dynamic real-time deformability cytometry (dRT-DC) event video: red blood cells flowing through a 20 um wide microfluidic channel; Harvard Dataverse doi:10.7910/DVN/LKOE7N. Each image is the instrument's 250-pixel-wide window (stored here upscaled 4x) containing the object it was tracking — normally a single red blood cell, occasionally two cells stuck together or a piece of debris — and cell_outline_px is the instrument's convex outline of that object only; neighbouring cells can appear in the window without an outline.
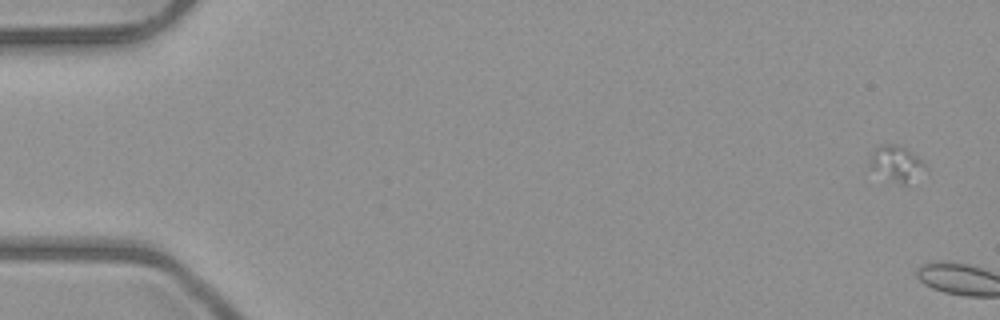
{"species": "common noctule bat (a hibernating species)", "species_latin": "Nyctalus noctula", "temperature_condition": "room temperature", "stored_images_in_passage": 7, "camera_frame_rate_fps": 3000, "um_per_image_px": 0.085, "animal": {"sex": "male", "body_mass_g": 23.1, "forearm_length_mm": 52.7}, "frame": {"image": 1, "passage_image": 1, "time_ms": 0.0, "image_size_px": [1000, 320], "cell_outline_px": [[928, 168], [908, 184], [900, 184], [872, 168], [868, 164], [872, 152], [880, 144], [892, 144], [908, 148]], "centroid_in_image_um": [76.22, 13.87], "position_along_channel_um": 8.8, "area_um2": 11.16}}
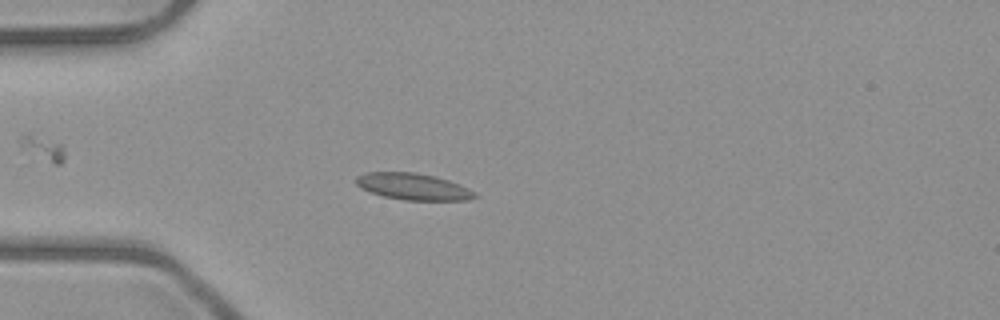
{"frame": {"image": 2, "passage_image": 5, "time_ms": 5.667, "image_size_px": [1000, 320], "cell_outline_px": [[480, 196], [468, 200], [404, 200], [384, 196], [368, 192], [360, 188], [356, 184], [356, 176], [368, 172], [416, 172], [448, 180], [460, 184], [476, 192]], "centroid_in_image_um": [35.13, 15.86], "position_along_channel_um": 49.9, "area_um2": 18.5}}
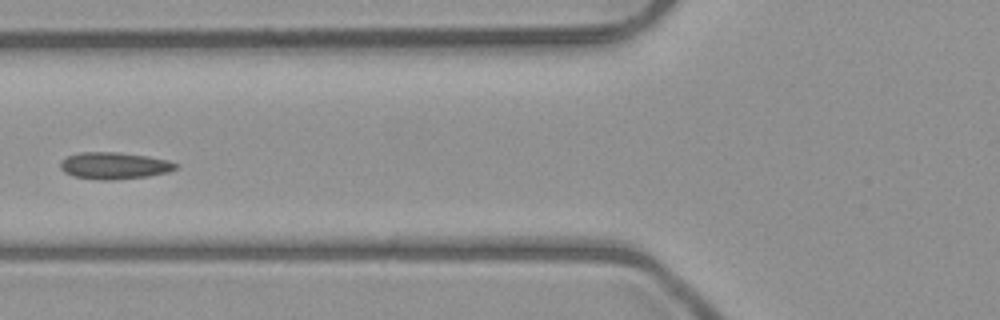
{"frame": {"image": 3, "passage_image": 7, "time_ms": 7.667, "image_size_px": [1000, 320], "cell_outline_px": [[180, 168], [168, 172], [148, 176], [112, 180], [100, 180], [72, 176], [64, 172], [60, 168], [60, 164], [68, 156], [80, 152], [120, 152], [148, 156], [168, 160], [180, 164]], "centroid_in_image_um": [9.77, 14.08], "position_along_channel_um": 116.0, "area_um2": 18.21}}